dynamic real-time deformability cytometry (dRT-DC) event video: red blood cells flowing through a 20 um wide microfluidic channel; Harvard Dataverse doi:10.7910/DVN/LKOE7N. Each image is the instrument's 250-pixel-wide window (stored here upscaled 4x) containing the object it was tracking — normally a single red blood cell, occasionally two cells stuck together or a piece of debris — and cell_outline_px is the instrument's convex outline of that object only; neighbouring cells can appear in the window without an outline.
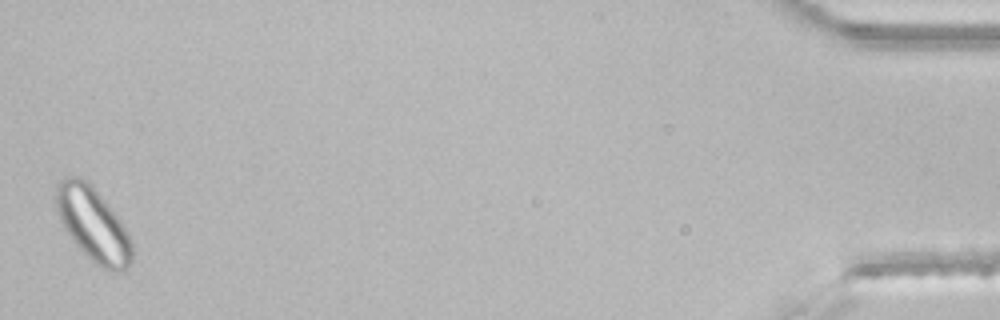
{"species": "common noctule bat (a hibernating species)", "species_latin": "Nyctalus noctula", "temperature_condition": "room temperature", "stored_images_in_passage": 45, "segment_of_instrument_passage": [2, 2], "camera_frame_rate_fps": 3000, "um_per_image_px": 0.085, "animal": {"sex": "male", "body_mass_g": 21.5, "forearm_length_mm": 52.0}, "frame": {"image": 1, "passage_image": 45, "time_ms": 14.667, "image_size_px": [1000, 320], "cell_outline_px": [[132, 260], [128, 268], [124, 272], [108, 272], [100, 268], [72, 240], [64, 228], [56, 212], [56, 188], [60, 180], [64, 176], [76, 176], [84, 180], [104, 200], [120, 220], [128, 232], [132, 244]], "centroid_in_image_um": [7.92, 19.13], "position_along_channel_um": 427.3, "area_um2": 32.43}}